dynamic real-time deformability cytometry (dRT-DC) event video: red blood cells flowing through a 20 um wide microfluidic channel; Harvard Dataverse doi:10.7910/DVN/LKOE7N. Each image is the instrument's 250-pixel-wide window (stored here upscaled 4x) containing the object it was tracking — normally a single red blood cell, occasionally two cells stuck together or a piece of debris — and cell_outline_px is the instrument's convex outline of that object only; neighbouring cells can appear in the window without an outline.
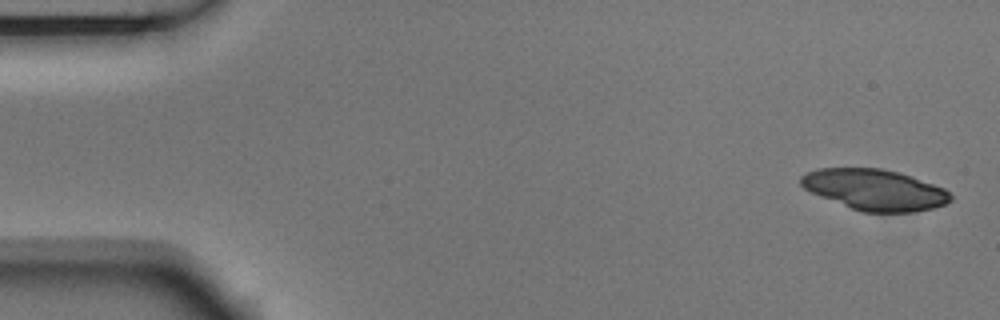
{"species": "Egyptian fruit bat (a non-hibernating species)", "species_latin": "Rousettus aegyptiacus", "temperature_condition": "room temperature", "stored_images_in_passage": 3, "segment_of_instrument_passage": [2, 2], "camera_frame_rate_fps": 3000, "um_per_image_px": 0.085, "animal": {"sex": "male"}, "frame": {"image": 1, "passage_image": 3, "time_ms": 0.667, "image_size_px": [1000, 320], "cell_outline_px": [[952, 200], [944, 204], [932, 208], [912, 212], [860, 212], [812, 192], [804, 188], [800, 184], [800, 176], [816, 168], [880, 168], [912, 176], [944, 188], [952, 196]], "centroid_in_image_um": [74.35, 16.12], "position_along_channel_um": 10.7, "area_um2": 35.43}}